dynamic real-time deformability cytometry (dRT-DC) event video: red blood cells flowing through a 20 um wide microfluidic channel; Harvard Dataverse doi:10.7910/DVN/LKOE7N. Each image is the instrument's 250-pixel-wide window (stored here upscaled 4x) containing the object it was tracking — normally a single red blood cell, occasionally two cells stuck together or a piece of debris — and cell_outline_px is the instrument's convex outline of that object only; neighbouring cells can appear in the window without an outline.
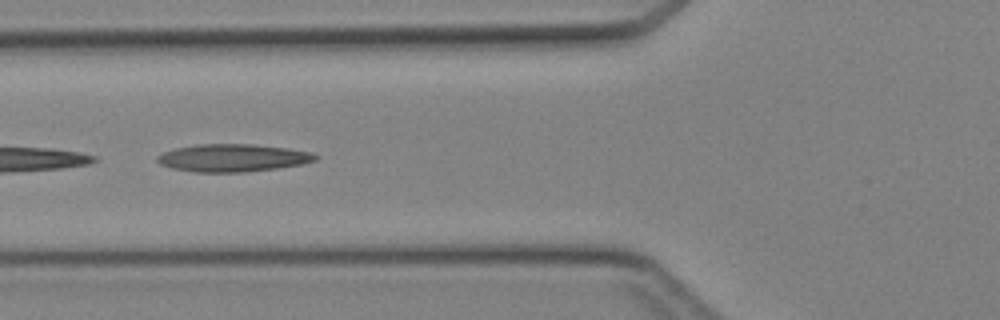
{"species": "Egyptian fruit bat (a non-hibernating species)", "species_latin": "Rousettus aegyptiacus", "temperature_condition": "cold", "stored_images_in_passage": 16, "camera_frame_rate_fps": 3000, "um_per_image_px": 0.085, "animal": {"sex": "female"}, "frame": {"image": 1, "passage_image": 14, "time_ms": 4.333, "image_size_px": [1000, 320], "cell_outline_px": [[320, 156], [316, 160], [304, 164], [276, 168], [244, 172], [196, 172], [172, 168], [160, 164], [156, 160], [156, 156], [164, 152], [176, 148], [196, 144], [252, 144], [288, 148], [312, 152]], "centroid_in_image_um": [19.81, 13.41], "position_along_channel_um": 106.0, "area_um2": 25.55}}